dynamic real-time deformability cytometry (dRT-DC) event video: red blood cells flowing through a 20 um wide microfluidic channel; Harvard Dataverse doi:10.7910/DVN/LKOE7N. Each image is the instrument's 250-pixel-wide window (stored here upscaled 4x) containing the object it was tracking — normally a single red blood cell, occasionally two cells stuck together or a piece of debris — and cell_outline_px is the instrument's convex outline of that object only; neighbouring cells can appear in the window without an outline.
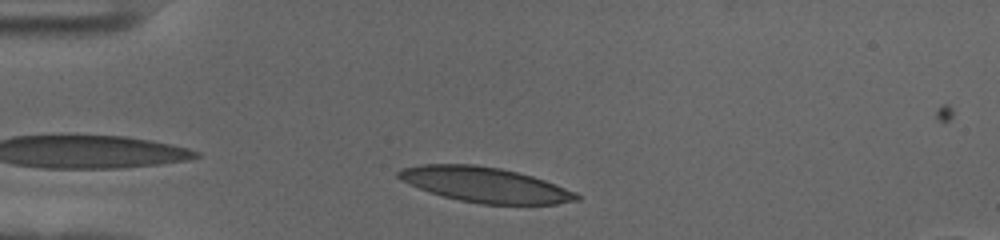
{"species": "human", "species_latin": "Homo sapiens", "temperature_condition": "cold", "stored_images_in_passage": 37, "camera_frame_rate_fps": 3000, "um_per_image_px": 0.085, "donor": {"sex": "female"}, "frame": {"image": 1, "passage_image": 4, "time_ms": 1.0, "image_size_px": [1000, 240], "cell_outline_px": [[580, 200], [556, 204], [480, 204], [460, 200], [444, 196], [420, 188], [400, 180], [396, 176], [396, 172], [400, 168], [424, 164], [476, 164], [500, 168], [532, 176], [544, 180], [576, 192], [580, 196]], "centroid_in_image_um": [41.22, 15.69], "position_along_channel_um": 43.8, "area_um2": 36.24}}
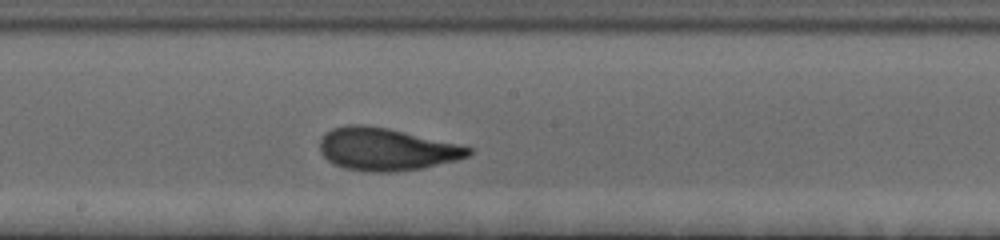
{"frame": {"image": 2, "passage_image": 21, "time_ms": 6.667, "image_size_px": [1000, 240], "cell_outline_px": [[472, 152], [468, 156], [456, 160], [420, 168], [392, 172], [368, 172], [344, 168], [328, 160], [320, 152], [320, 140], [324, 132], [332, 128], [348, 124], [364, 124], [388, 128], [456, 144], [472, 148]], "centroid_in_image_um": [32.77, 12.68], "position_along_channel_um": 215.4, "area_um2": 36.59}}
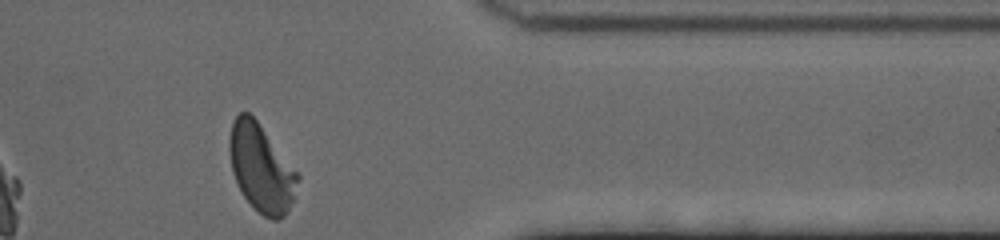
{"frame": {"image": 3, "passage_image": 37, "time_ms": 12.0, "image_size_px": [1000, 240], "cell_outline_px": [[300, 180], [288, 212], [280, 220], [272, 220], [264, 216], [244, 196], [232, 172], [228, 152], [228, 140], [232, 124], [236, 116], [240, 112], [248, 112], [256, 120], [300, 172]], "centroid_in_image_um": [22.23, 14.28], "position_along_channel_um": 389.2, "area_um2": 35.03}, "authors_computed_cell_mechanics": {"area_um2": 35.4892, "velocity_mm_per_s": 3.5228, "shape_relaxation_time_tau1_ms": 4.5192, "shape_relaxation_time_tau2_ms": 0.9919, "deformation_change_tau1": 0.1771, "deformation_change_tau2": 0.0622}}